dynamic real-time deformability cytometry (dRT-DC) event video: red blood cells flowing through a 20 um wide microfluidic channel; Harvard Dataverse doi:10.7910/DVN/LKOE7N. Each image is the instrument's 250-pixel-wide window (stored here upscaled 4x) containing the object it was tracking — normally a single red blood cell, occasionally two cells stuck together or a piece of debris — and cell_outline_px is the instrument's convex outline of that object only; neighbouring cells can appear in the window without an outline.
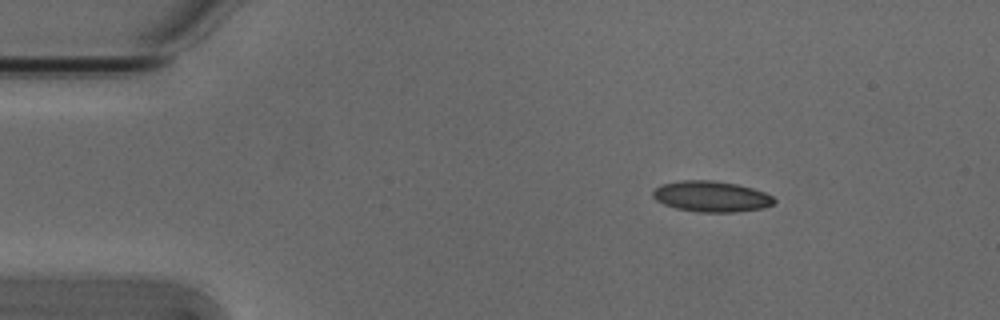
{"species": "Egyptian fruit bat (a non-hibernating species)", "species_latin": "Rousettus aegyptiacus", "temperature_condition": "cold", "stored_images_in_passage": 3, "camera_frame_rate_fps": 3000, "um_per_image_px": 0.085, "animal": {"sex": "male"}, "frame": {"image": 1, "passage_image": 1, "time_ms": 0.0, "image_size_px": [1000, 320], "cell_outline_px": [[776, 200], [772, 204], [764, 208], [736, 212], [696, 212], [676, 208], [664, 204], [656, 200], [652, 196], [652, 192], [660, 184], [680, 180], [712, 180], [736, 184], [752, 188], [764, 192], [772, 196]], "centroid_in_image_um": [60.44, 16.7], "position_along_channel_um": 24.6, "area_um2": 21.85}}
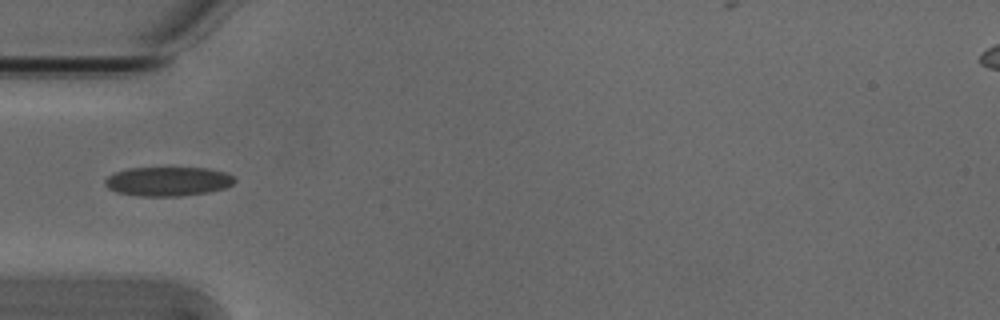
{"frame": {"image": 2, "passage_image": 3, "time_ms": 0.667, "image_size_px": [1000, 320], "cell_outline_px": [[236, 180], [232, 184], [224, 188], [208, 192], [180, 196], [136, 196], [116, 192], [108, 188], [104, 184], [104, 180], [112, 172], [128, 168], [208, 168], [224, 172], [236, 176]], "centroid_in_image_um": [14.25, 15.41], "position_along_channel_um": 70.8, "area_um2": 22.25}}